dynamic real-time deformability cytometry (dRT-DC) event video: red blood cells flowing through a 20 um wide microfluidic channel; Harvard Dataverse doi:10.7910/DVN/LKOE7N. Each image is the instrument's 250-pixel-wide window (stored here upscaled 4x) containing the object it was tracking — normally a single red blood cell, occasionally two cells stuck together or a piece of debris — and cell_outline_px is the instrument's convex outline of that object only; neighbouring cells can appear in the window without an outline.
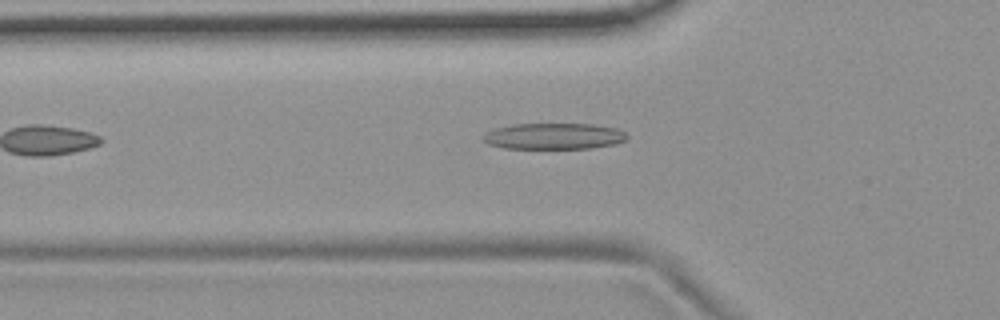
{"species": "common noctule bat (a hibernating species)", "species_latin": "Nyctalus noctula", "temperature_condition": "room temperature", "stored_images_in_passage": 5, "camera_frame_rate_fps": 3000, "um_per_image_px": 0.085, "animal": {"sex": "female", "body_mass_g": 19.9}, "frame": {"image": 1, "passage_image": 3, "time_ms": 0.667, "image_size_px": [1000, 320], "cell_outline_px": [[628, 136], [624, 140], [616, 144], [592, 148], [504, 148], [488, 144], [484, 140], [484, 136], [488, 132], [496, 128], [512, 124], [592, 124], [616, 128], [624, 132]], "centroid_in_image_um": [47.11, 11.57], "position_along_channel_um": 78.7, "area_um2": 21.73}}
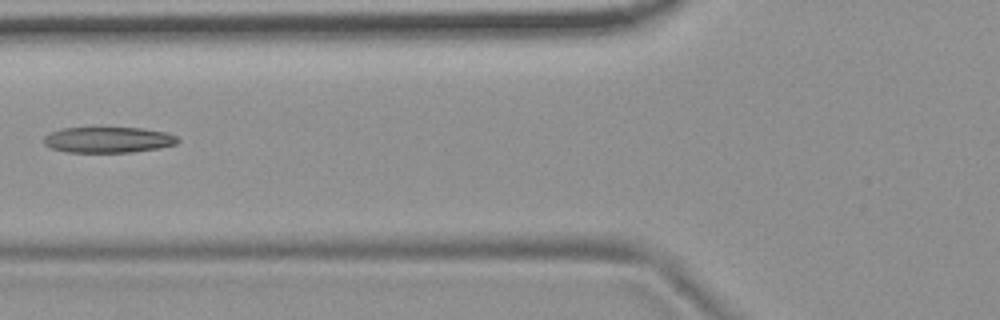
{"frame": {"image": 2, "passage_image": 4, "time_ms": 1.0, "image_size_px": [1000, 320], "cell_outline_px": [[180, 140], [176, 144], [160, 148], [132, 152], [68, 152], [52, 148], [44, 144], [44, 136], [52, 132], [64, 128], [140, 128], [168, 132], [176, 136]], "centroid_in_image_um": [9.24, 11.88], "position_along_channel_um": 116.6, "area_um2": 20.06}}
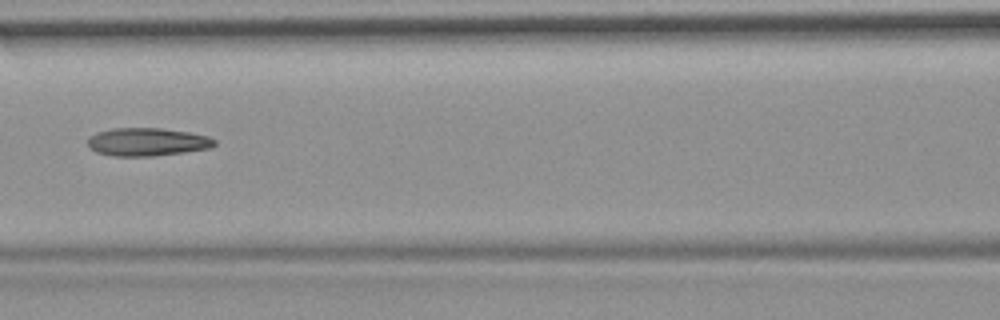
{"frame": {"image": 3, "passage_image": 5, "time_ms": 1.333, "image_size_px": [1000, 320], "cell_outline_px": [[216, 144], [212, 148], [184, 152], [152, 156], [112, 156], [96, 152], [88, 148], [88, 136], [96, 132], [112, 128], [160, 128], [188, 132], [208, 136], [216, 140]], "centroid_in_image_um": [12.49, 12.06], "position_along_channel_um": 154.1, "area_um2": 20.92}}